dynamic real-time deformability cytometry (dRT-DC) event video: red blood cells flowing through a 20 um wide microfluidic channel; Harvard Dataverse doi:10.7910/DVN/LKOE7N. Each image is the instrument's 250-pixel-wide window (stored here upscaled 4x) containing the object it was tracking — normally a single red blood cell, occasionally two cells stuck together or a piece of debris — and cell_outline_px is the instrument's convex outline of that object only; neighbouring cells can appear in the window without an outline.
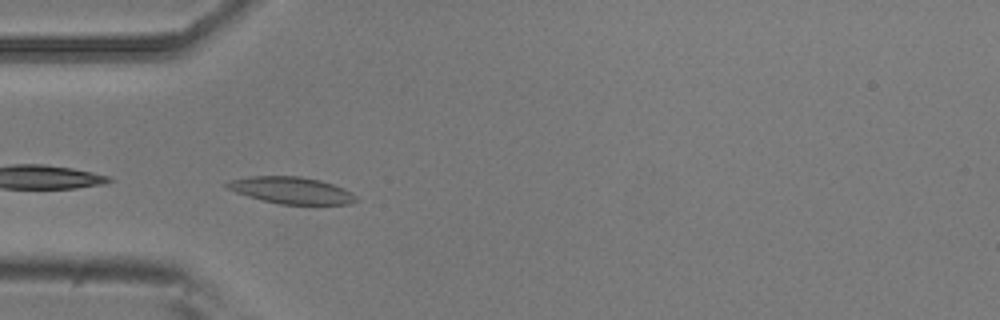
{"species": "common noctule bat (a hibernating species)", "species_latin": "Nyctalus noctula", "temperature_condition": "room temperature", "stored_images_in_passage": 33, "camera_frame_rate_fps": 3000, "um_per_image_px": 0.085, "animal": {"sex": "male", "body_mass_g": 20.5, "forearm_length_mm": 52.5}, "frame": {"image": 1, "passage_image": 1, "time_ms": 0.0, "image_size_px": [1000, 320], "cell_outline_px": [[356, 200], [348, 204], [280, 204], [248, 196], [236, 192], [228, 188], [224, 184], [232, 180], [248, 176], [300, 176], [320, 180], [344, 188], [352, 192], [356, 196]], "centroid_in_image_um": [24.78, 16.17], "position_along_channel_um": 60.2, "area_um2": 19.88}}
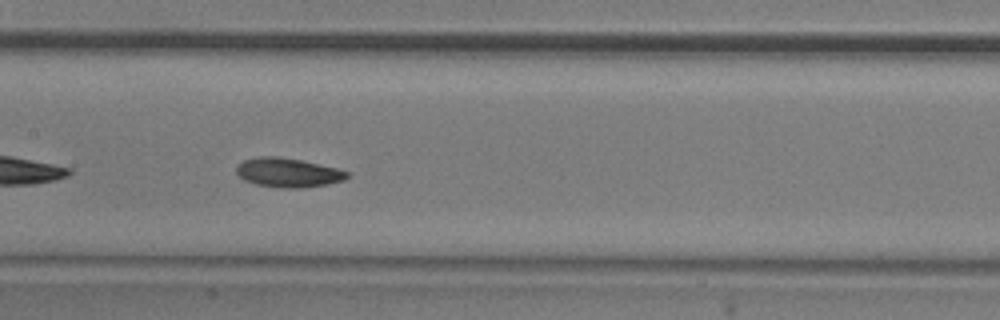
{"frame": {"image": 2, "passage_image": 11, "time_ms": 3.333, "image_size_px": [1000, 320], "cell_outline_px": [[348, 176], [344, 180], [328, 184], [300, 188], [280, 188], [256, 184], [244, 180], [236, 172], [236, 168], [244, 160], [260, 156], [276, 156], [300, 160], [336, 168], [348, 172]], "centroid_in_image_um": [24.47, 14.68], "position_along_channel_um": 182.9, "area_um2": 18.61}}
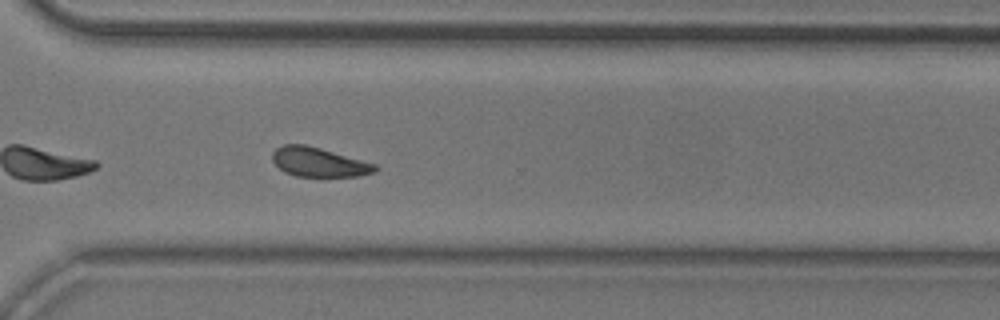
{"frame": {"image": 3, "passage_image": 24, "time_ms": 7.667, "image_size_px": [1000, 320], "cell_outline_px": [[380, 168], [376, 172], [360, 176], [296, 176], [284, 172], [272, 160], [272, 152], [276, 148], [284, 144], [304, 144], [320, 148], [376, 164]], "centroid_in_image_um": [27.11, 13.78], "position_along_channel_um": 343.5, "area_um2": 17.51}, "authors_computed_cell_mechanics": {"area_um2": 18.1492, "velocity_mm_per_s": 3.7266, "shape_relaxation_time_tau1_ms": 5.3157, "shape_relaxation_time_tau2_ms": 5.675, "deformation_change_tau1": 0.1334, "deformation_change_tau2": 0.1227}}